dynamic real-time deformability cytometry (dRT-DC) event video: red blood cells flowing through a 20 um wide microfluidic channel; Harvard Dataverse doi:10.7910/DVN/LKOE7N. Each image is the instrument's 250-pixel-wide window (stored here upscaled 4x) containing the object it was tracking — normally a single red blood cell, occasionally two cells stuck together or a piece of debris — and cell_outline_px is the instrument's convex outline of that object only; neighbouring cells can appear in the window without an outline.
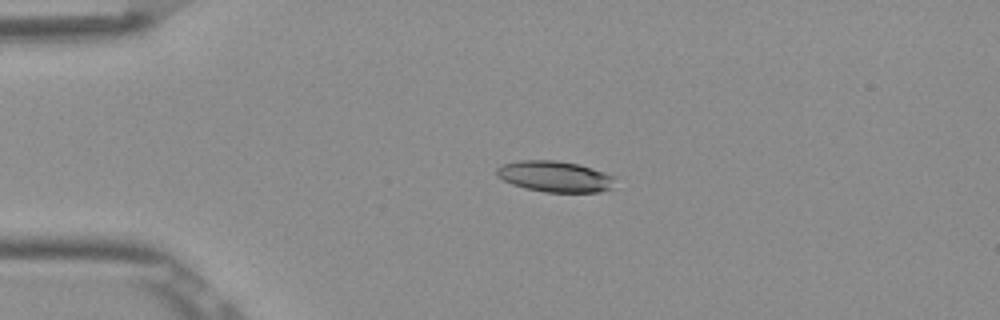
{"species": "Egyptian fruit bat (a non-hibernating species)", "species_latin": "Rousettus aegyptiacus", "temperature_condition": "room temperature", "stored_images_in_passage": 4, "camera_frame_rate_fps": 3000, "um_per_image_px": 0.085, "frame": {"image": 1, "passage_image": 4, "time_ms": 1.0, "image_size_px": [1000, 320], "cell_outline_px": [[616, 188], [600, 192], [544, 192], [524, 188], [512, 184], [496, 176], [496, 168], [500, 164], [520, 160], [556, 160], [576, 164], [592, 168], [616, 176]], "centroid_in_image_um": [47.21, 15.01], "position_along_channel_um": 37.8, "area_um2": 21.79}}